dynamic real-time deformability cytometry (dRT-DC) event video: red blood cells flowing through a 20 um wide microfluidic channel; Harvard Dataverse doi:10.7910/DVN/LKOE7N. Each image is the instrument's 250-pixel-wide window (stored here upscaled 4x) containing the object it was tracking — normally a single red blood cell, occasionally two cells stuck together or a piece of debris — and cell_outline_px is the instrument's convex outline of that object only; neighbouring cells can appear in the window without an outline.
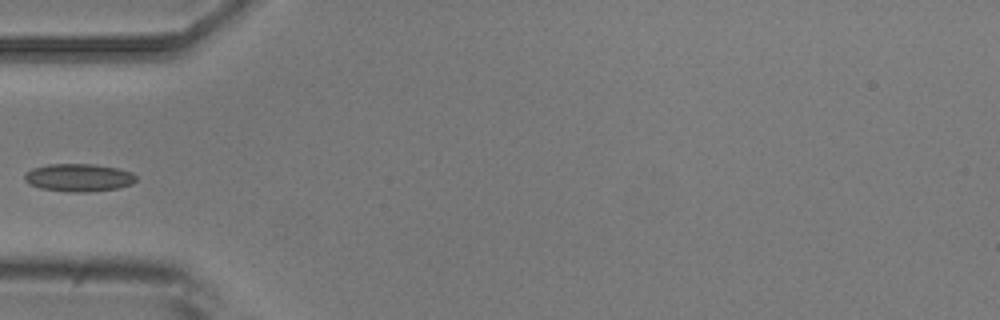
{"species": "common noctule bat (a hibernating species)", "species_latin": "Nyctalus noctula", "temperature_condition": "room temperature", "stored_images_in_passage": 7, "camera_frame_rate_fps": 3000, "um_per_image_px": 0.085, "animal": {"sex": "male", "body_mass_g": 20.5, "forearm_length_mm": 52.5}, "frame": {"image": 1, "passage_image": 6, "time_ms": 6.0, "image_size_px": [1000, 320], "cell_outline_px": [[136, 180], [132, 184], [120, 188], [88, 192], [72, 192], [40, 188], [24, 180], [24, 172], [32, 168], [48, 164], [92, 164], [116, 168], [132, 172], [136, 176]], "centroid_in_image_um": [6.69, 15.09], "position_along_channel_um": 78.3, "area_um2": 18.09}}
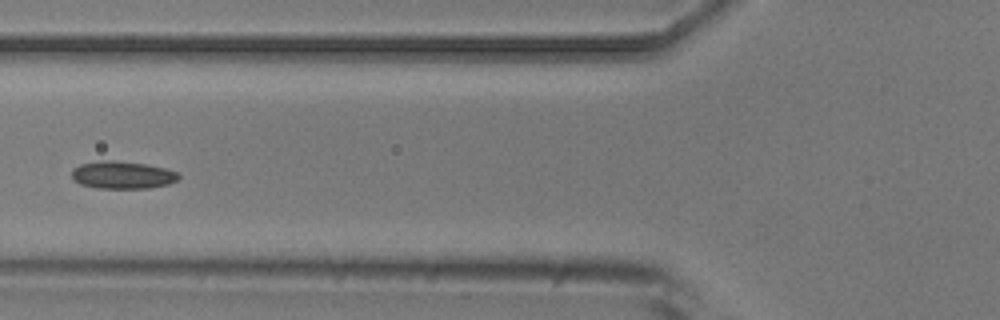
{"frame": {"image": 2, "passage_image": 7, "time_ms": 7.0, "image_size_px": [1000, 320], "cell_outline_px": [[180, 176], [176, 180], [168, 184], [148, 188], [96, 188], [80, 184], [72, 180], [72, 168], [80, 164], [100, 160], [112, 160], [144, 164], [164, 168], [176, 172]], "centroid_in_image_um": [10.34, 14.87], "position_along_channel_um": 115.5, "area_um2": 17.11}}